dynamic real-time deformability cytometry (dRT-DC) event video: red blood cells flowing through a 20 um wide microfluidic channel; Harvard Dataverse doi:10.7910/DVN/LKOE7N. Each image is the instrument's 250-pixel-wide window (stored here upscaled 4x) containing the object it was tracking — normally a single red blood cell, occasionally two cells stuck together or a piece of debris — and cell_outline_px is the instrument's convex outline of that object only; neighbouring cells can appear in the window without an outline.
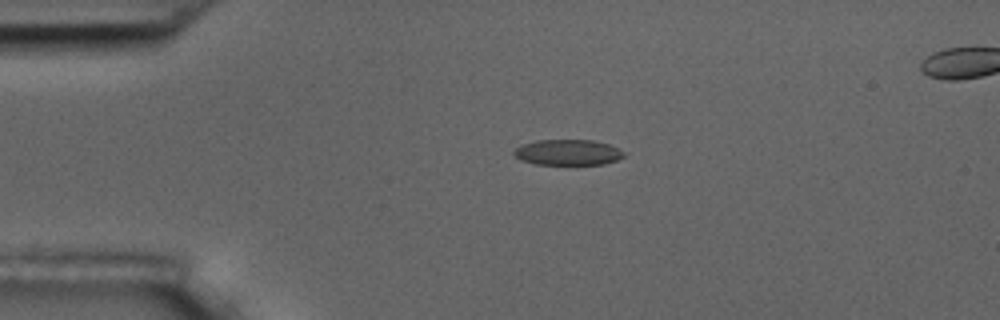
{"species": "common noctule bat (a hibernating species)", "species_latin": "Nyctalus noctula", "temperature_condition": "room temperature", "stored_images_in_passage": 6, "segment_of_instrument_passage": [1, 2], "camera_frame_rate_fps": 3000, "um_per_image_px": 0.085, "animal": {"sex": "male", "body_mass_g": 17.5, "forearm_length_mm": 52.3}, "frame": {"image": 1, "passage_image": 4, "time_ms": 3.667, "image_size_px": [1000, 320], "cell_outline_px": [[624, 156], [616, 160], [604, 164], [536, 164], [520, 160], [512, 152], [520, 144], [536, 140], [592, 140], [608, 144], [624, 152]], "centroid_in_image_um": [48.22, 12.94], "position_along_channel_um": 36.8, "area_um2": 16.36}}